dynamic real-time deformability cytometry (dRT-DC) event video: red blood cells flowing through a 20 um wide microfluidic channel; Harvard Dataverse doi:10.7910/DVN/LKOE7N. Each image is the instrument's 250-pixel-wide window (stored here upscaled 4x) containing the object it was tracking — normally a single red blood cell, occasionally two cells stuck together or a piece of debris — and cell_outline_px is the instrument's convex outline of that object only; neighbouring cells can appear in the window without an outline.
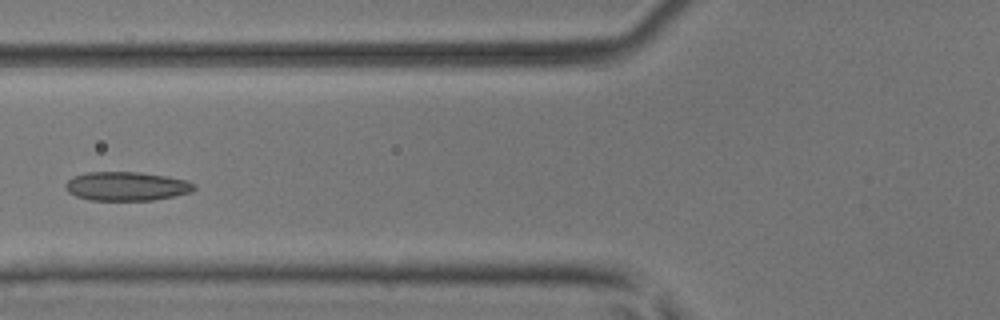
{"species": "common noctule bat (a hibernating species)", "species_latin": "Nyctalus noctula", "temperature_condition": "room temperature", "stored_images_in_passage": 5, "camera_frame_rate_fps": 3000, "um_per_image_px": 0.085, "animal": {"sex": "male", "body_mass_g": 17.9, "forearm_length_mm": 54.2}, "frame": {"image": 1, "passage_image": 5, "time_ms": 1.333, "image_size_px": [1000, 320], "cell_outline_px": [[196, 188], [192, 192], [152, 200], [88, 200], [76, 196], [68, 192], [64, 188], [64, 184], [72, 176], [88, 172], [140, 172], [168, 176], [184, 180], [196, 184]], "centroid_in_image_um": [10.73, 15.82], "position_along_channel_um": 115.1, "area_um2": 21.79}}